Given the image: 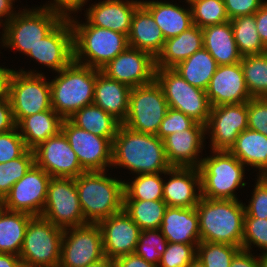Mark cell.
<instances>
[{"label": "cell", "instance_id": "cell-46", "mask_svg": "<svg viewBox=\"0 0 267 267\" xmlns=\"http://www.w3.org/2000/svg\"><path fill=\"white\" fill-rule=\"evenodd\" d=\"M16 131L17 127L0 134V163L17 159L28 150L20 133Z\"/></svg>", "mask_w": 267, "mask_h": 267}, {"label": "cell", "instance_id": "cell-52", "mask_svg": "<svg viewBox=\"0 0 267 267\" xmlns=\"http://www.w3.org/2000/svg\"><path fill=\"white\" fill-rule=\"evenodd\" d=\"M113 261L115 267H158L152 263L147 262L135 253L117 257Z\"/></svg>", "mask_w": 267, "mask_h": 267}, {"label": "cell", "instance_id": "cell-29", "mask_svg": "<svg viewBox=\"0 0 267 267\" xmlns=\"http://www.w3.org/2000/svg\"><path fill=\"white\" fill-rule=\"evenodd\" d=\"M204 48L211 54L217 65H231L239 63L240 55L231 22L210 25L202 28Z\"/></svg>", "mask_w": 267, "mask_h": 267}, {"label": "cell", "instance_id": "cell-35", "mask_svg": "<svg viewBox=\"0 0 267 267\" xmlns=\"http://www.w3.org/2000/svg\"><path fill=\"white\" fill-rule=\"evenodd\" d=\"M217 67L214 58L203 47L192 56L179 62L173 69L189 84L206 91Z\"/></svg>", "mask_w": 267, "mask_h": 267}, {"label": "cell", "instance_id": "cell-45", "mask_svg": "<svg viewBox=\"0 0 267 267\" xmlns=\"http://www.w3.org/2000/svg\"><path fill=\"white\" fill-rule=\"evenodd\" d=\"M252 243L267 252V219L244 217L242 249L250 251Z\"/></svg>", "mask_w": 267, "mask_h": 267}, {"label": "cell", "instance_id": "cell-20", "mask_svg": "<svg viewBox=\"0 0 267 267\" xmlns=\"http://www.w3.org/2000/svg\"><path fill=\"white\" fill-rule=\"evenodd\" d=\"M101 229L104 255L109 259L134 253L141 229L121 210L97 223Z\"/></svg>", "mask_w": 267, "mask_h": 267}, {"label": "cell", "instance_id": "cell-27", "mask_svg": "<svg viewBox=\"0 0 267 267\" xmlns=\"http://www.w3.org/2000/svg\"><path fill=\"white\" fill-rule=\"evenodd\" d=\"M165 38L151 13L141 4L134 12L128 34L129 47L150 53L154 58L161 52Z\"/></svg>", "mask_w": 267, "mask_h": 267}, {"label": "cell", "instance_id": "cell-56", "mask_svg": "<svg viewBox=\"0 0 267 267\" xmlns=\"http://www.w3.org/2000/svg\"><path fill=\"white\" fill-rule=\"evenodd\" d=\"M13 70L0 67V99L8 97L9 81Z\"/></svg>", "mask_w": 267, "mask_h": 267}, {"label": "cell", "instance_id": "cell-43", "mask_svg": "<svg viewBox=\"0 0 267 267\" xmlns=\"http://www.w3.org/2000/svg\"><path fill=\"white\" fill-rule=\"evenodd\" d=\"M167 244L168 241L160 229L144 230L139 235L134 253L147 262L158 266Z\"/></svg>", "mask_w": 267, "mask_h": 267}, {"label": "cell", "instance_id": "cell-5", "mask_svg": "<svg viewBox=\"0 0 267 267\" xmlns=\"http://www.w3.org/2000/svg\"><path fill=\"white\" fill-rule=\"evenodd\" d=\"M73 28L74 61L101 70L129 47L128 36L113 30L92 26L88 21L79 24L70 19ZM77 25H76V24ZM85 55L86 62H82Z\"/></svg>", "mask_w": 267, "mask_h": 267}, {"label": "cell", "instance_id": "cell-55", "mask_svg": "<svg viewBox=\"0 0 267 267\" xmlns=\"http://www.w3.org/2000/svg\"><path fill=\"white\" fill-rule=\"evenodd\" d=\"M230 267H260L259 258L252 256L250 251L241 249L234 256Z\"/></svg>", "mask_w": 267, "mask_h": 267}, {"label": "cell", "instance_id": "cell-61", "mask_svg": "<svg viewBox=\"0 0 267 267\" xmlns=\"http://www.w3.org/2000/svg\"><path fill=\"white\" fill-rule=\"evenodd\" d=\"M186 267H205L202 262L196 257Z\"/></svg>", "mask_w": 267, "mask_h": 267}, {"label": "cell", "instance_id": "cell-10", "mask_svg": "<svg viewBox=\"0 0 267 267\" xmlns=\"http://www.w3.org/2000/svg\"><path fill=\"white\" fill-rule=\"evenodd\" d=\"M20 71H13L8 91L16 125L24 117L52 108L50 82L42 74Z\"/></svg>", "mask_w": 267, "mask_h": 267}, {"label": "cell", "instance_id": "cell-17", "mask_svg": "<svg viewBox=\"0 0 267 267\" xmlns=\"http://www.w3.org/2000/svg\"><path fill=\"white\" fill-rule=\"evenodd\" d=\"M205 129H211L213 151H229L240 133L248 129L247 102L211 107Z\"/></svg>", "mask_w": 267, "mask_h": 267}, {"label": "cell", "instance_id": "cell-44", "mask_svg": "<svg viewBox=\"0 0 267 267\" xmlns=\"http://www.w3.org/2000/svg\"><path fill=\"white\" fill-rule=\"evenodd\" d=\"M195 245L197 246L198 244L168 242L158 267H186L196 258L197 250Z\"/></svg>", "mask_w": 267, "mask_h": 267}, {"label": "cell", "instance_id": "cell-30", "mask_svg": "<svg viewBox=\"0 0 267 267\" xmlns=\"http://www.w3.org/2000/svg\"><path fill=\"white\" fill-rule=\"evenodd\" d=\"M141 4L151 13L166 39L178 36L193 26L192 12L170 3L145 1Z\"/></svg>", "mask_w": 267, "mask_h": 267}, {"label": "cell", "instance_id": "cell-34", "mask_svg": "<svg viewBox=\"0 0 267 267\" xmlns=\"http://www.w3.org/2000/svg\"><path fill=\"white\" fill-rule=\"evenodd\" d=\"M68 119L77 127L96 136L108 138L111 142L122 124L114 116L94 104L84 106Z\"/></svg>", "mask_w": 267, "mask_h": 267}, {"label": "cell", "instance_id": "cell-65", "mask_svg": "<svg viewBox=\"0 0 267 267\" xmlns=\"http://www.w3.org/2000/svg\"><path fill=\"white\" fill-rule=\"evenodd\" d=\"M265 53L267 54V45L265 46Z\"/></svg>", "mask_w": 267, "mask_h": 267}, {"label": "cell", "instance_id": "cell-22", "mask_svg": "<svg viewBox=\"0 0 267 267\" xmlns=\"http://www.w3.org/2000/svg\"><path fill=\"white\" fill-rule=\"evenodd\" d=\"M205 125L196 122L190 129L176 132L163 139L165 153L171 167H195L201 164L197 155L202 148Z\"/></svg>", "mask_w": 267, "mask_h": 267}, {"label": "cell", "instance_id": "cell-11", "mask_svg": "<svg viewBox=\"0 0 267 267\" xmlns=\"http://www.w3.org/2000/svg\"><path fill=\"white\" fill-rule=\"evenodd\" d=\"M64 229L42 216H33L26 229L20 259L43 265L59 267Z\"/></svg>", "mask_w": 267, "mask_h": 267}, {"label": "cell", "instance_id": "cell-28", "mask_svg": "<svg viewBox=\"0 0 267 267\" xmlns=\"http://www.w3.org/2000/svg\"><path fill=\"white\" fill-rule=\"evenodd\" d=\"M203 47L202 28L193 25L178 36L165 40L161 52L155 58L156 68H173Z\"/></svg>", "mask_w": 267, "mask_h": 267}, {"label": "cell", "instance_id": "cell-1", "mask_svg": "<svg viewBox=\"0 0 267 267\" xmlns=\"http://www.w3.org/2000/svg\"><path fill=\"white\" fill-rule=\"evenodd\" d=\"M112 165L127 167L137 174H165L171 168L162 139L133 131L123 124L112 142Z\"/></svg>", "mask_w": 267, "mask_h": 267}, {"label": "cell", "instance_id": "cell-32", "mask_svg": "<svg viewBox=\"0 0 267 267\" xmlns=\"http://www.w3.org/2000/svg\"><path fill=\"white\" fill-rule=\"evenodd\" d=\"M244 165L259 168L261 176H267V136L252 129H246L237 137L229 150Z\"/></svg>", "mask_w": 267, "mask_h": 267}, {"label": "cell", "instance_id": "cell-13", "mask_svg": "<svg viewBox=\"0 0 267 267\" xmlns=\"http://www.w3.org/2000/svg\"><path fill=\"white\" fill-rule=\"evenodd\" d=\"M104 257L101 229L97 223L64 229L59 267H87Z\"/></svg>", "mask_w": 267, "mask_h": 267}, {"label": "cell", "instance_id": "cell-49", "mask_svg": "<svg viewBox=\"0 0 267 267\" xmlns=\"http://www.w3.org/2000/svg\"><path fill=\"white\" fill-rule=\"evenodd\" d=\"M252 199L245 206V216L267 219V176H259Z\"/></svg>", "mask_w": 267, "mask_h": 267}, {"label": "cell", "instance_id": "cell-24", "mask_svg": "<svg viewBox=\"0 0 267 267\" xmlns=\"http://www.w3.org/2000/svg\"><path fill=\"white\" fill-rule=\"evenodd\" d=\"M140 5L141 1L105 0L88 9L87 21L128 36L134 12Z\"/></svg>", "mask_w": 267, "mask_h": 267}, {"label": "cell", "instance_id": "cell-23", "mask_svg": "<svg viewBox=\"0 0 267 267\" xmlns=\"http://www.w3.org/2000/svg\"><path fill=\"white\" fill-rule=\"evenodd\" d=\"M165 174L171 175L170 180L163 184V201L167 206L196 207L201 198L198 168L171 167ZM196 186L199 188V193L195 192Z\"/></svg>", "mask_w": 267, "mask_h": 267}, {"label": "cell", "instance_id": "cell-15", "mask_svg": "<svg viewBox=\"0 0 267 267\" xmlns=\"http://www.w3.org/2000/svg\"><path fill=\"white\" fill-rule=\"evenodd\" d=\"M61 131L85 171H105L112 164V142L108 138L81 129L69 119L63 120Z\"/></svg>", "mask_w": 267, "mask_h": 267}, {"label": "cell", "instance_id": "cell-48", "mask_svg": "<svg viewBox=\"0 0 267 267\" xmlns=\"http://www.w3.org/2000/svg\"><path fill=\"white\" fill-rule=\"evenodd\" d=\"M248 128L267 136V98L247 101Z\"/></svg>", "mask_w": 267, "mask_h": 267}, {"label": "cell", "instance_id": "cell-40", "mask_svg": "<svg viewBox=\"0 0 267 267\" xmlns=\"http://www.w3.org/2000/svg\"><path fill=\"white\" fill-rule=\"evenodd\" d=\"M35 164L34 152L28 149L17 159L0 163V197L9 193L12 186L18 182Z\"/></svg>", "mask_w": 267, "mask_h": 267}, {"label": "cell", "instance_id": "cell-25", "mask_svg": "<svg viewBox=\"0 0 267 267\" xmlns=\"http://www.w3.org/2000/svg\"><path fill=\"white\" fill-rule=\"evenodd\" d=\"M160 231L169 243L199 244V217L195 207L167 206Z\"/></svg>", "mask_w": 267, "mask_h": 267}, {"label": "cell", "instance_id": "cell-7", "mask_svg": "<svg viewBox=\"0 0 267 267\" xmlns=\"http://www.w3.org/2000/svg\"><path fill=\"white\" fill-rule=\"evenodd\" d=\"M65 17L60 12L48 8L24 10L14 14L4 24L3 45L27 54Z\"/></svg>", "mask_w": 267, "mask_h": 267}, {"label": "cell", "instance_id": "cell-54", "mask_svg": "<svg viewBox=\"0 0 267 267\" xmlns=\"http://www.w3.org/2000/svg\"><path fill=\"white\" fill-rule=\"evenodd\" d=\"M257 31L262 43L267 45V1L254 14Z\"/></svg>", "mask_w": 267, "mask_h": 267}, {"label": "cell", "instance_id": "cell-37", "mask_svg": "<svg viewBox=\"0 0 267 267\" xmlns=\"http://www.w3.org/2000/svg\"><path fill=\"white\" fill-rule=\"evenodd\" d=\"M230 22L237 49L242 57L265 53V45L257 31L254 14L236 17Z\"/></svg>", "mask_w": 267, "mask_h": 267}, {"label": "cell", "instance_id": "cell-2", "mask_svg": "<svg viewBox=\"0 0 267 267\" xmlns=\"http://www.w3.org/2000/svg\"><path fill=\"white\" fill-rule=\"evenodd\" d=\"M201 242H216L242 248L245 206L238 200L201 197L195 207Z\"/></svg>", "mask_w": 267, "mask_h": 267}, {"label": "cell", "instance_id": "cell-39", "mask_svg": "<svg viewBox=\"0 0 267 267\" xmlns=\"http://www.w3.org/2000/svg\"><path fill=\"white\" fill-rule=\"evenodd\" d=\"M163 184L159 173L138 174L131 184H124V200H163Z\"/></svg>", "mask_w": 267, "mask_h": 267}, {"label": "cell", "instance_id": "cell-51", "mask_svg": "<svg viewBox=\"0 0 267 267\" xmlns=\"http://www.w3.org/2000/svg\"><path fill=\"white\" fill-rule=\"evenodd\" d=\"M16 128L11 103L8 97L0 99V134Z\"/></svg>", "mask_w": 267, "mask_h": 267}, {"label": "cell", "instance_id": "cell-38", "mask_svg": "<svg viewBox=\"0 0 267 267\" xmlns=\"http://www.w3.org/2000/svg\"><path fill=\"white\" fill-rule=\"evenodd\" d=\"M240 64L251 98H267V54L243 56Z\"/></svg>", "mask_w": 267, "mask_h": 267}, {"label": "cell", "instance_id": "cell-33", "mask_svg": "<svg viewBox=\"0 0 267 267\" xmlns=\"http://www.w3.org/2000/svg\"><path fill=\"white\" fill-rule=\"evenodd\" d=\"M33 216L23 212L0 211V253L20 255L24 236Z\"/></svg>", "mask_w": 267, "mask_h": 267}, {"label": "cell", "instance_id": "cell-42", "mask_svg": "<svg viewBox=\"0 0 267 267\" xmlns=\"http://www.w3.org/2000/svg\"><path fill=\"white\" fill-rule=\"evenodd\" d=\"M196 249V257L205 267H230L234 256L242 248L216 242H200Z\"/></svg>", "mask_w": 267, "mask_h": 267}, {"label": "cell", "instance_id": "cell-31", "mask_svg": "<svg viewBox=\"0 0 267 267\" xmlns=\"http://www.w3.org/2000/svg\"><path fill=\"white\" fill-rule=\"evenodd\" d=\"M63 118L52 108L24 117L17 125L28 149L33 150L40 143L61 131ZM22 133V134H21Z\"/></svg>", "mask_w": 267, "mask_h": 267}, {"label": "cell", "instance_id": "cell-8", "mask_svg": "<svg viewBox=\"0 0 267 267\" xmlns=\"http://www.w3.org/2000/svg\"><path fill=\"white\" fill-rule=\"evenodd\" d=\"M155 80L161 86L169 108L183 112L200 124H207L211 105L205 90L189 84L173 68H156Z\"/></svg>", "mask_w": 267, "mask_h": 267}, {"label": "cell", "instance_id": "cell-9", "mask_svg": "<svg viewBox=\"0 0 267 267\" xmlns=\"http://www.w3.org/2000/svg\"><path fill=\"white\" fill-rule=\"evenodd\" d=\"M168 108L163 90L154 80L131 88L129 110L122 124L136 132L156 135Z\"/></svg>", "mask_w": 267, "mask_h": 267}, {"label": "cell", "instance_id": "cell-18", "mask_svg": "<svg viewBox=\"0 0 267 267\" xmlns=\"http://www.w3.org/2000/svg\"><path fill=\"white\" fill-rule=\"evenodd\" d=\"M155 58L148 52L128 47L101 71L130 88L150 84L155 80Z\"/></svg>", "mask_w": 267, "mask_h": 267}, {"label": "cell", "instance_id": "cell-12", "mask_svg": "<svg viewBox=\"0 0 267 267\" xmlns=\"http://www.w3.org/2000/svg\"><path fill=\"white\" fill-rule=\"evenodd\" d=\"M41 216L63 229L88 223L83 216L75 178H51Z\"/></svg>", "mask_w": 267, "mask_h": 267}, {"label": "cell", "instance_id": "cell-62", "mask_svg": "<svg viewBox=\"0 0 267 267\" xmlns=\"http://www.w3.org/2000/svg\"><path fill=\"white\" fill-rule=\"evenodd\" d=\"M263 255L259 258L260 267H267V252L262 253Z\"/></svg>", "mask_w": 267, "mask_h": 267}, {"label": "cell", "instance_id": "cell-59", "mask_svg": "<svg viewBox=\"0 0 267 267\" xmlns=\"http://www.w3.org/2000/svg\"><path fill=\"white\" fill-rule=\"evenodd\" d=\"M87 267H115V266H114V261L105 256L99 261L89 264Z\"/></svg>", "mask_w": 267, "mask_h": 267}, {"label": "cell", "instance_id": "cell-60", "mask_svg": "<svg viewBox=\"0 0 267 267\" xmlns=\"http://www.w3.org/2000/svg\"><path fill=\"white\" fill-rule=\"evenodd\" d=\"M18 267H46V266L38 265V264H35V263H30V262H27V261H24V260L20 259Z\"/></svg>", "mask_w": 267, "mask_h": 267}, {"label": "cell", "instance_id": "cell-16", "mask_svg": "<svg viewBox=\"0 0 267 267\" xmlns=\"http://www.w3.org/2000/svg\"><path fill=\"white\" fill-rule=\"evenodd\" d=\"M35 164L51 177L76 178L85 170L62 131L33 149Z\"/></svg>", "mask_w": 267, "mask_h": 267}, {"label": "cell", "instance_id": "cell-57", "mask_svg": "<svg viewBox=\"0 0 267 267\" xmlns=\"http://www.w3.org/2000/svg\"><path fill=\"white\" fill-rule=\"evenodd\" d=\"M19 261V256L7 253H0V267H18Z\"/></svg>", "mask_w": 267, "mask_h": 267}, {"label": "cell", "instance_id": "cell-41", "mask_svg": "<svg viewBox=\"0 0 267 267\" xmlns=\"http://www.w3.org/2000/svg\"><path fill=\"white\" fill-rule=\"evenodd\" d=\"M190 5L193 25L199 28L230 21L224 0H195Z\"/></svg>", "mask_w": 267, "mask_h": 267}, {"label": "cell", "instance_id": "cell-26", "mask_svg": "<svg viewBox=\"0 0 267 267\" xmlns=\"http://www.w3.org/2000/svg\"><path fill=\"white\" fill-rule=\"evenodd\" d=\"M130 91L129 86L96 69L93 104L114 116L121 123L124 122L128 114Z\"/></svg>", "mask_w": 267, "mask_h": 267}, {"label": "cell", "instance_id": "cell-63", "mask_svg": "<svg viewBox=\"0 0 267 267\" xmlns=\"http://www.w3.org/2000/svg\"><path fill=\"white\" fill-rule=\"evenodd\" d=\"M3 199L0 197V211L3 209Z\"/></svg>", "mask_w": 267, "mask_h": 267}, {"label": "cell", "instance_id": "cell-64", "mask_svg": "<svg viewBox=\"0 0 267 267\" xmlns=\"http://www.w3.org/2000/svg\"><path fill=\"white\" fill-rule=\"evenodd\" d=\"M189 4H191L195 0H186Z\"/></svg>", "mask_w": 267, "mask_h": 267}, {"label": "cell", "instance_id": "cell-14", "mask_svg": "<svg viewBox=\"0 0 267 267\" xmlns=\"http://www.w3.org/2000/svg\"><path fill=\"white\" fill-rule=\"evenodd\" d=\"M51 176L41 167L34 164L32 168L16 182L3 199V207L41 216L47 198L48 185Z\"/></svg>", "mask_w": 267, "mask_h": 267}, {"label": "cell", "instance_id": "cell-47", "mask_svg": "<svg viewBox=\"0 0 267 267\" xmlns=\"http://www.w3.org/2000/svg\"><path fill=\"white\" fill-rule=\"evenodd\" d=\"M195 123L196 121L183 112L168 108L156 135L163 140L170 134L190 129Z\"/></svg>", "mask_w": 267, "mask_h": 267}, {"label": "cell", "instance_id": "cell-58", "mask_svg": "<svg viewBox=\"0 0 267 267\" xmlns=\"http://www.w3.org/2000/svg\"><path fill=\"white\" fill-rule=\"evenodd\" d=\"M12 9V2L9 0H0V19L4 17L5 15H8L7 21H9L13 16L14 13L11 10ZM12 13V14H11ZM2 22H0L1 24Z\"/></svg>", "mask_w": 267, "mask_h": 267}, {"label": "cell", "instance_id": "cell-3", "mask_svg": "<svg viewBox=\"0 0 267 267\" xmlns=\"http://www.w3.org/2000/svg\"><path fill=\"white\" fill-rule=\"evenodd\" d=\"M104 173L85 171L75 178L83 216L88 223H98L123 210L125 182Z\"/></svg>", "mask_w": 267, "mask_h": 267}, {"label": "cell", "instance_id": "cell-36", "mask_svg": "<svg viewBox=\"0 0 267 267\" xmlns=\"http://www.w3.org/2000/svg\"><path fill=\"white\" fill-rule=\"evenodd\" d=\"M167 204L163 200H124L123 210L141 231L159 229Z\"/></svg>", "mask_w": 267, "mask_h": 267}, {"label": "cell", "instance_id": "cell-4", "mask_svg": "<svg viewBox=\"0 0 267 267\" xmlns=\"http://www.w3.org/2000/svg\"><path fill=\"white\" fill-rule=\"evenodd\" d=\"M50 82L51 107L63 119H68L84 106L93 104L96 69L74 60Z\"/></svg>", "mask_w": 267, "mask_h": 267}, {"label": "cell", "instance_id": "cell-50", "mask_svg": "<svg viewBox=\"0 0 267 267\" xmlns=\"http://www.w3.org/2000/svg\"><path fill=\"white\" fill-rule=\"evenodd\" d=\"M264 3L261 0H224L229 20L255 14Z\"/></svg>", "mask_w": 267, "mask_h": 267}, {"label": "cell", "instance_id": "cell-53", "mask_svg": "<svg viewBox=\"0 0 267 267\" xmlns=\"http://www.w3.org/2000/svg\"><path fill=\"white\" fill-rule=\"evenodd\" d=\"M56 3L50 4V6L46 5L43 6L42 8H48L52 9L55 11L60 12L64 16H69L67 15V11H77L79 10L82 6H84V3L86 0H54ZM66 11V12H65Z\"/></svg>", "mask_w": 267, "mask_h": 267}, {"label": "cell", "instance_id": "cell-19", "mask_svg": "<svg viewBox=\"0 0 267 267\" xmlns=\"http://www.w3.org/2000/svg\"><path fill=\"white\" fill-rule=\"evenodd\" d=\"M26 55L59 72L74 60L73 28L65 17Z\"/></svg>", "mask_w": 267, "mask_h": 267}, {"label": "cell", "instance_id": "cell-6", "mask_svg": "<svg viewBox=\"0 0 267 267\" xmlns=\"http://www.w3.org/2000/svg\"><path fill=\"white\" fill-rule=\"evenodd\" d=\"M215 155L199 160L200 193L207 199L237 200L234 191L244 177V164L230 151L215 150Z\"/></svg>", "mask_w": 267, "mask_h": 267}, {"label": "cell", "instance_id": "cell-21", "mask_svg": "<svg viewBox=\"0 0 267 267\" xmlns=\"http://www.w3.org/2000/svg\"><path fill=\"white\" fill-rule=\"evenodd\" d=\"M211 107L251 99L240 62L217 67L206 90Z\"/></svg>", "mask_w": 267, "mask_h": 267}]
</instances>
